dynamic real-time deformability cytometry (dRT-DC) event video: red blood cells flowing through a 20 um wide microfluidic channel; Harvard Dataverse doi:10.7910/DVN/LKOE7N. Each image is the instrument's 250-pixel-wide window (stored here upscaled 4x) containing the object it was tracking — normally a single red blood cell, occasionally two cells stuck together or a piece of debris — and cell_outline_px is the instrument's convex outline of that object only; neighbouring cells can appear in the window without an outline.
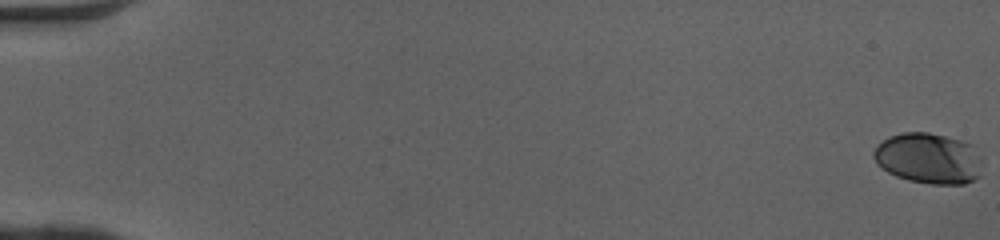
{"species": "human", "species_latin": "Homo sapiens", "temperature_condition": "cold", "stored_images_in_passage": 52, "camera_frame_rate_fps": 3000, "um_per_image_px": 0.085, "donor": {"sex": "female"}, "frame": {"image": 1, "passage_image": 1, "time_ms": 0.0, "image_size_px": [1000, 240], "cell_outline_px": [[984, 164], [980, 176], [964, 184], [932, 184], [908, 180], [896, 176], [888, 172], [876, 164], [872, 156], [872, 152], [876, 144], [888, 136], [904, 132], [928, 132], [960, 140], [972, 144], [984, 160]], "centroid_in_image_um": [78.94, 13.46], "position_along_channel_um": 6.1, "area_um2": 32.77}}
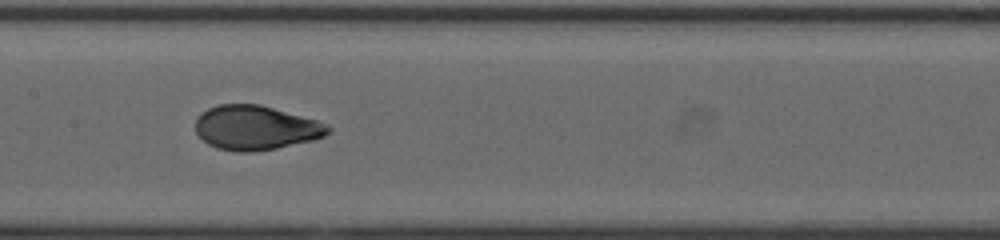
{"frame": {"image": 2, "passage_image": 28, "time_ms": 9.0, "image_size_px": [1000, 240], "cell_outline_px": [[332, 128], [324, 136], [312, 140], [276, 148], [252, 152], [236, 152], [216, 148], [208, 144], [196, 132], [196, 116], [200, 112], [216, 104], [260, 104], [316, 120], [328, 124]], "centroid_in_image_um": [21.7, 10.85], "position_along_channel_um": 185.7, "area_um2": 34.33}}
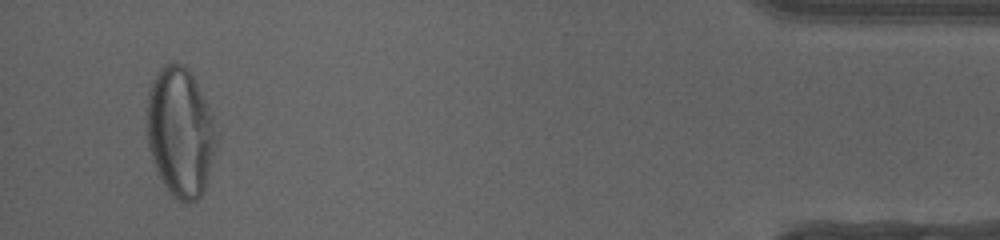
{"frame": {"image": 3, "passage_image": 50, "time_ms": 16.333, "image_size_px": [1000, 240], "cell_outline_px": [[216, 144], [204, 192], [196, 200], [180, 200], [172, 196], [156, 172], [148, 148], [144, 120], [148, 88], [156, 72], [164, 64], [172, 60], [184, 64], [188, 68], [212, 116], [216, 136]], "centroid_in_image_um": [15.25, 11.18], "position_along_channel_um": 420.0, "area_um2": 52.83}, "authors_computed_cell_mechanics": {"area_um2": 34.1598, "velocity_mm_per_s": 4.1053, "shape_relaxation_time_tau1_ms": 4.294, "shape_relaxation_time_tau2_ms": null, "deformation_change_tau1": 0.1877, "deformation_change_tau2": null}}